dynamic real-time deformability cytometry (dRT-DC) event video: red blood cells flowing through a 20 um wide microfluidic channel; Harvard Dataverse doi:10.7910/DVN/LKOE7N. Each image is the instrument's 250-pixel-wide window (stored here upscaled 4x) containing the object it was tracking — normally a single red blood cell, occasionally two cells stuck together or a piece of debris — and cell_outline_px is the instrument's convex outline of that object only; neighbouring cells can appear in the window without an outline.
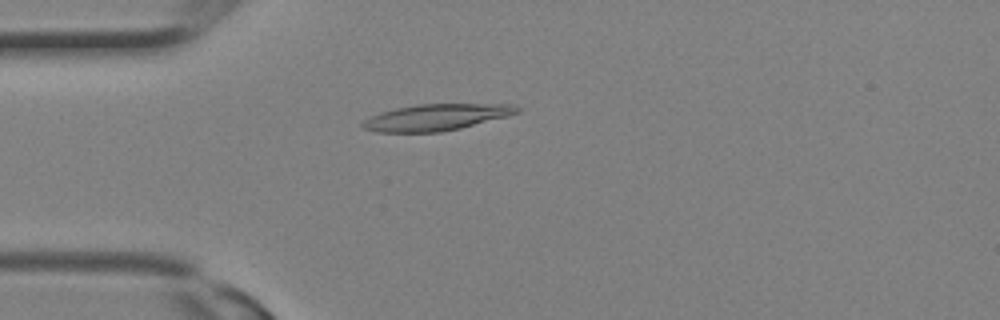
{"species": "Egyptian fruit bat (a non-hibernating species)", "species_latin": "Rousettus aegyptiacus", "temperature_condition": "room temperature", "stored_images_in_passage": 12, "camera_frame_rate_fps": 3000, "um_per_image_px": 0.085, "animal": {"sex": "female"}, "frame": {"image": 1, "passage_image": 2, "time_ms": 0.333, "image_size_px": [1000, 320], "cell_outline_px": [[520, 112], [508, 116], [460, 128], [440, 132], [376, 132], [364, 128], [360, 124], [364, 120], [380, 112], [396, 108], [416, 104], [516, 104], [520, 108]], "centroid_in_image_um": [37.1, 9.96], "position_along_channel_um": 47.9, "area_um2": 23.76}}
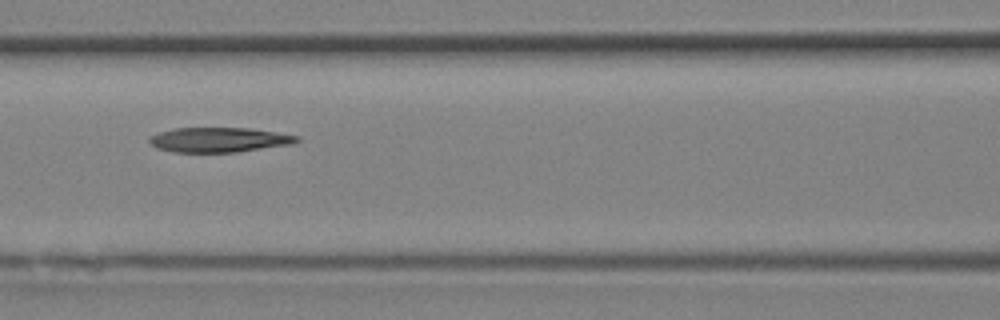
{"frame": {"image": 2, "passage_image": 7, "time_ms": 2.0, "image_size_px": [1000, 320], "cell_outline_px": [[300, 140], [292, 144], [236, 152], [172, 152], [156, 148], [148, 140], [148, 136], [160, 132], [176, 128], [248, 128], [276, 132], [300, 136]], "centroid_in_image_um": [18.61, 11.88], "position_along_channel_um": 148.0, "area_um2": 21.27}}
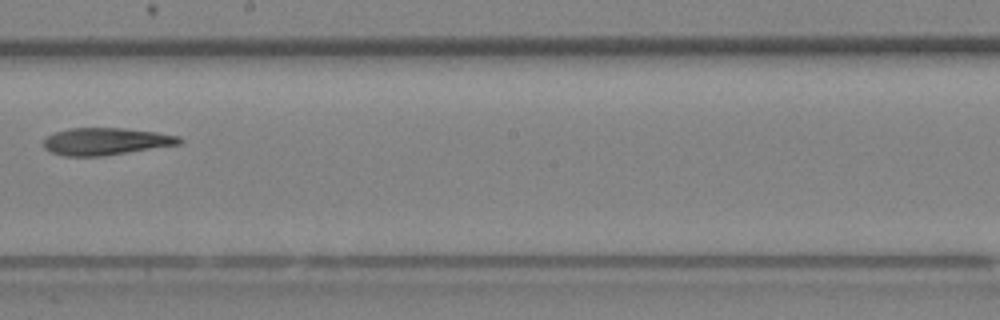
{"frame": {"image": 3, "passage_image": 11, "time_ms": 3.333, "image_size_px": [1000, 320], "cell_outline_px": [[184, 140], [180, 144], [100, 156], [64, 156], [52, 152], [44, 148], [44, 140], [48, 136], [56, 132], [68, 128], [124, 128], [156, 132], [180, 136]], "centroid_in_image_um": [9.0, 12.01], "position_along_channel_um": 239.2, "area_um2": 21.33}}